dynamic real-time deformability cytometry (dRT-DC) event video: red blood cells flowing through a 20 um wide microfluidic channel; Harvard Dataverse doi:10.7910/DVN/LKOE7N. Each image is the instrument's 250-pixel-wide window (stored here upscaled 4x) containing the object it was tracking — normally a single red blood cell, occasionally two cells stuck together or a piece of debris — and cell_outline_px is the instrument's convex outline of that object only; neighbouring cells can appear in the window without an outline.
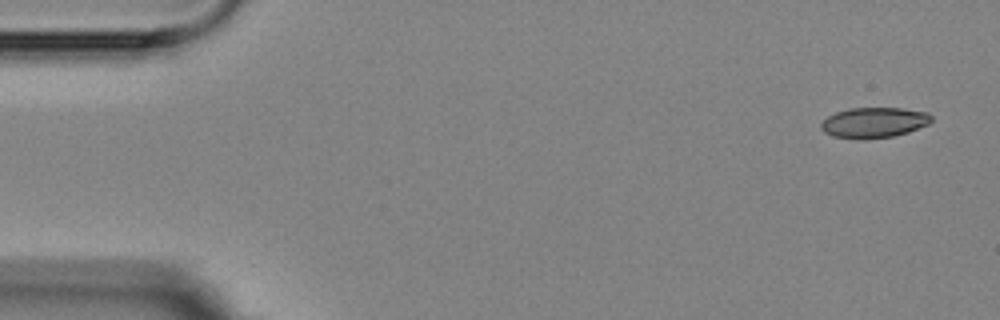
{"species": "Egyptian fruit bat (a non-hibernating species)", "species_latin": "Rousettus aegyptiacus", "temperature_condition": "room temperature", "stored_images_in_passage": 3, "camera_frame_rate_fps": 3000, "um_per_image_px": 0.085, "animal": {"sex": "female"}, "frame": {"image": 1, "passage_image": 1, "time_ms": 0.0, "image_size_px": [1000, 320], "cell_outline_px": [[932, 120], [928, 124], [908, 132], [892, 136], [864, 140], [860, 140], [832, 136], [824, 132], [820, 128], [820, 124], [828, 116], [836, 112], [848, 108], [900, 108], [928, 112], [932, 116]], "centroid_in_image_um": [74.27, 10.42], "position_along_channel_um": 10.7, "area_um2": 19.71}}
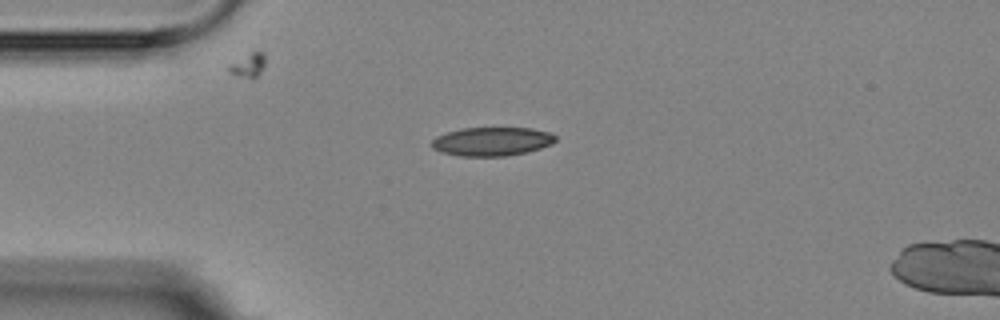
{"frame": {"image": 2, "passage_image": 2, "time_ms": 3.667, "image_size_px": [1000, 320], "cell_outline_px": [[556, 140], [552, 144], [540, 148], [524, 152], [504, 156], [460, 156], [440, 152], [432, 148], [432, 140], [436, 136], [460, 128], [532, 128], [548, 132], [556, 136]], "centroid_in_image_um": [41.79, 12.02], "position_along_channel_um": 43.2, "area_um2": 20.63}}